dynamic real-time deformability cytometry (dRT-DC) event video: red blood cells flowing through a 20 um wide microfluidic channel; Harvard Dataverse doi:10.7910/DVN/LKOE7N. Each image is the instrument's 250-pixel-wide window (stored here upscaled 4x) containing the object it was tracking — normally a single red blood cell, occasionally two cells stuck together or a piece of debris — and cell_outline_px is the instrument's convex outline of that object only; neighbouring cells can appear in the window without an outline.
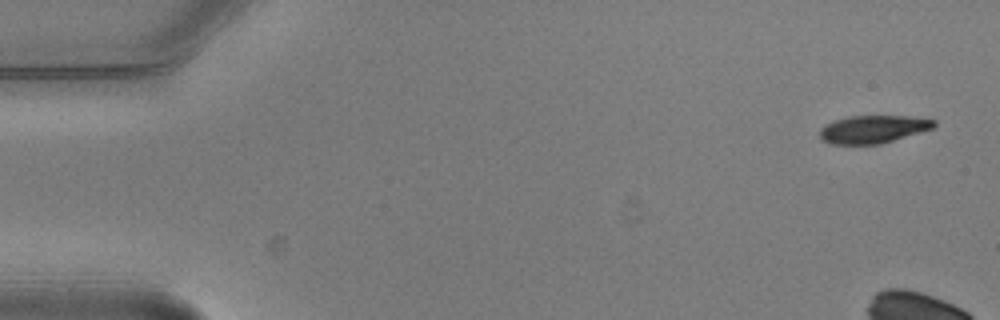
{"species": "common noctule bat (a hibernating species)", "species_latin": "Nyctalus noctula", "temperature_condition": "warm", "stored_images_in_passage": 4, "camera_frame_rate_fps": 3000, "um_per_image_px": 0.085, "animal": {"sex": "male", "body_mass_g": 20.5, "forearm_length_mm": 52.5}, "frame": {"image": 1, "passage_image": 1, "time_ms": 0.0, "image_size_px": [1000, 320], "cell_outline_px": [[936, 124], [932, 128], [920, 132], [880, 144], [828, 144], [820, 140], [820, 128], [824, 124], [832, 120], [848, 116], [908, 116], [936, 120]], "centroid_in_image_um": [74.14, 10.98], "position_along_channel_um": 10.9, "area_um2": 18.61}}